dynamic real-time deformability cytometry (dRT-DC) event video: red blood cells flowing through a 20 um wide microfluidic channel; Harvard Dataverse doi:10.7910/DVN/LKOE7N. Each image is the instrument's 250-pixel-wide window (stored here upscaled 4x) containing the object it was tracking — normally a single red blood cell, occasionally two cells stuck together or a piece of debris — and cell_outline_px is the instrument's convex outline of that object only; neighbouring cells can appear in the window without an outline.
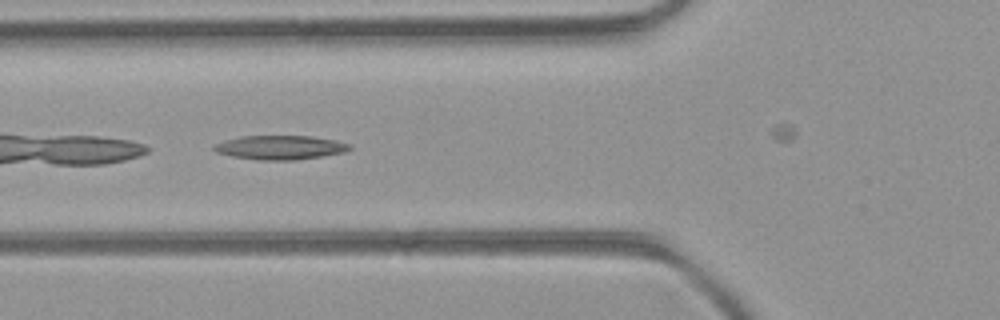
{"species": "common noctule bat (a hibernating species)", "species_latin": "Nyctalus noctula", "temperature_condition": "room temperature", "stored_images_in_passage": 23, "camera_frame_rate_fps": 3000, "um_per_image_px": 0.085, "animal": {"sex": "female", "body_mass_g": 21.9}, "frame": {"image": 1, "passage_image": 3, "time_ms": 0.667, "image_size_px": [1000, 320], "cell_outline_px": [[352, 148], [344, 152], [296, 160], [260, 160], [232, 156], [216, 152], [212, 148], [216, 144], [224, 140], [240, 136], [312, 136], [336, 140], [352, 144]], "centroid_in_image_um": [23.83, 12.53], "position_along_channel_um": 102.0, "area_um2": 19.02}}
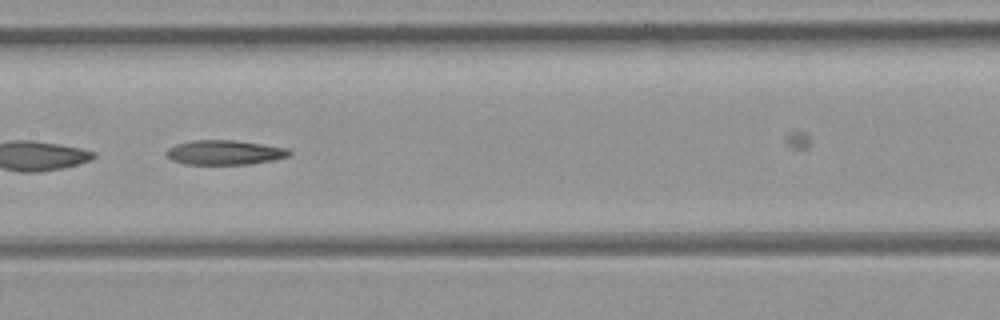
{"frame": {"image": 2, "passage_image": 9, "time_ms": 2.667, "image_size_px": [1000, 320], "cell_outline_px": [[292, 152], [288, 156], [272, 160], [252, 164], [184, 164], [172, 160], [164, 152], [168, 148], [176, 144], [192, 140], [236, 140], [288, 148]], "centroid_in_image_um": [19.08, 12.95], "position_along_channel_um": 188.3, "area_um2": 17.63}}
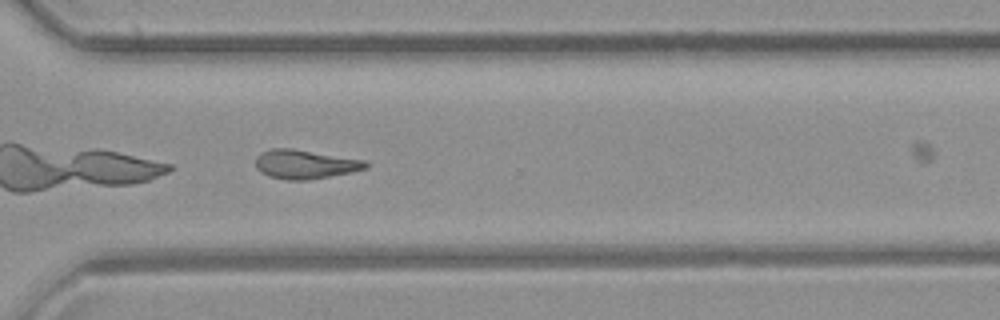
{"frame": {"image": 3, "passage_image": 20, "time_ms": 6.333, "image_size_px": [1000, 320], "cell_outline_px": [[368, 168], [308, 180], [288, 180], [268, 176], [260, 172], [256, 168], [256, 156], [260, 152], [272, 148], [292, 148], [364, 160], [368, 164]], "centroid_in_image_um": [25.87, 13.95], "position_along_channel_um": 344.7, "area_um2": 18.5}}